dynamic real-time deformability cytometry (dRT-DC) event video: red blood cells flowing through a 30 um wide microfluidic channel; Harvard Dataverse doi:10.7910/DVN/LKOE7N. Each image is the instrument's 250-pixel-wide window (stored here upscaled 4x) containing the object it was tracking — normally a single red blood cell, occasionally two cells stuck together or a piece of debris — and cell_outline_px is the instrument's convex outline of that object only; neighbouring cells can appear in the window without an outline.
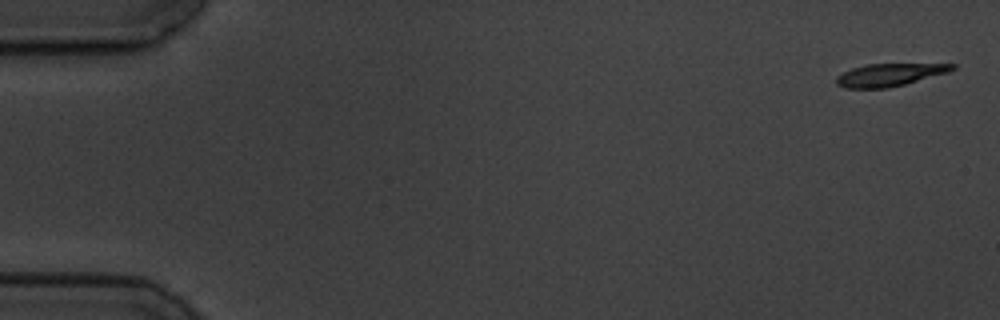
{"species": "common noctule bat (a hibernating species)", "species_latin": "Nyctalus noctula", "temperature_condition": "cold", "stored_images_in_passage": 8, "camera_frame_rate_fps": 3000, "um_per_image_px": 0.085, "animal": {"sex": "male", "body_mass_g": 19.5, "forearm_length_mm": 54.6}, "frame": {"image": 1, "passage_image": 1, "time_ms": 0.0, "image_size_px": [1000, 320], "cell_outline_px": [[956, 68], [948, 72], [904, 84], [888, 88], [844, 88], [836, 84], [836, 76], [852, 68], [868, 64], [956, 64]], "centroid_in_image_um": [75.58, 6.36], "position_along_channel_um": 9.4, "area_um2": 15.09}}
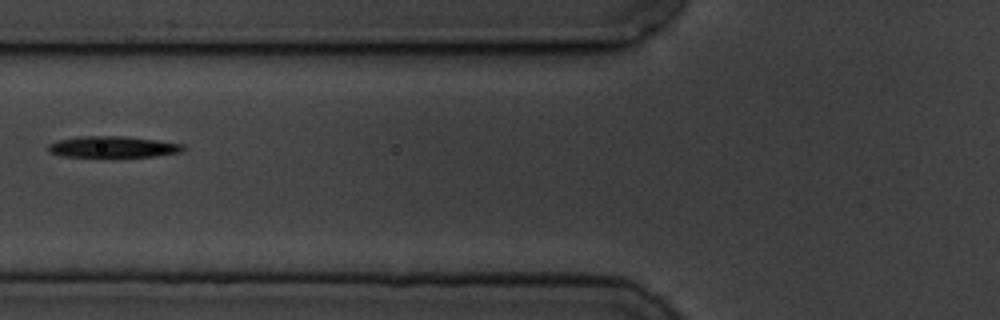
{"frame": {"image": 2, "passage_image": 7, "time_ms": 7.0, "image_size_px": [1000, 320], "cell_outline_px": [[188, 148], [180, 152], [156, 156], [112, 160], [60, 156], [48, 152], [48, 144], [60, 140], [80, 136], [120, 136], [156, 140], [184, 144]], "centroid_in_image_um": [9.59, 12.55], "position_along_channel_um": 116.2, "area_um2": 17.92}}
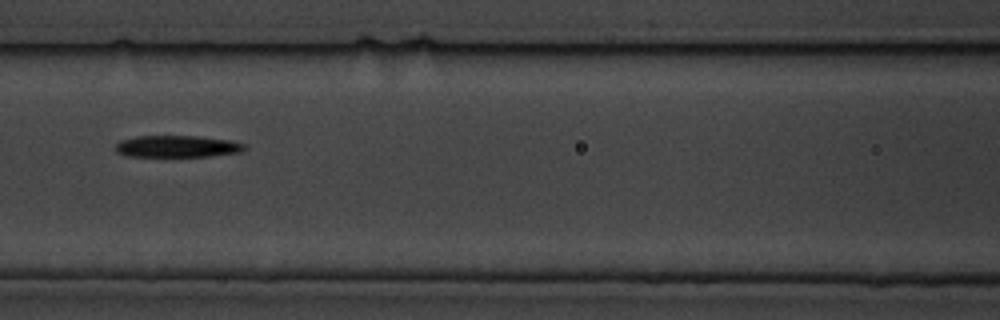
{"frame": {"image": 3, "passage_image": 8, "time_ms": 8.0, "image_size_px": [1000, 320], "cell_outline_px": [[248, 148], [244, 152], [208, 156], [128, 156], [116, 152], [116, 144], [120, 140], [136, 136], [196, 136], [232, 140], [244, 144]], "centroid_in_image_um": [15.11, 12.44], "position_along_channel_um": 151.5, "area_um2": 16.47}}